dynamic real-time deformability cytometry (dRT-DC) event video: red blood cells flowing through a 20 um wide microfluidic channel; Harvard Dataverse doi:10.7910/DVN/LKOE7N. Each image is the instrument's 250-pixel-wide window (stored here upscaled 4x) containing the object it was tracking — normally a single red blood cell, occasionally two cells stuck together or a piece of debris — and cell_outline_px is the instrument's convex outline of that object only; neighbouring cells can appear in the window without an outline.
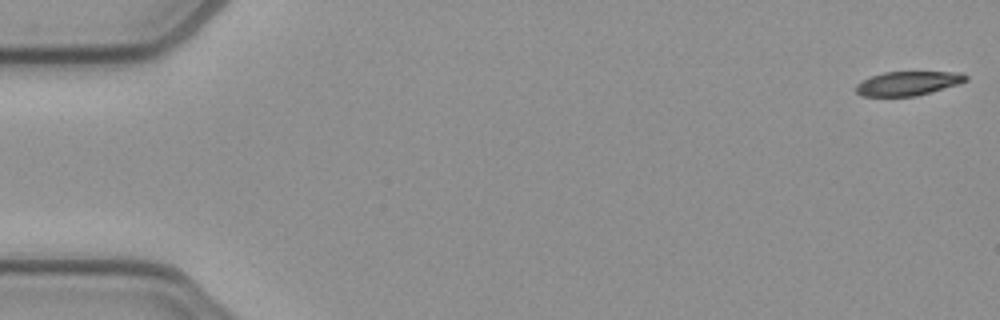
{"species": "common noctule bat (a hibernating species)", "species_latin": "Nyctalus noctula", "temperature_condition": "cold", "stored_images_in_passage": 52, "camera_frame_rate_fps": 3000, "um_per_image_px": 0.085, "animal": {"sex": "female", "body_mass_g": 21.9}, "frame": {"image": 1, "passage_image": 1, "time_ms": 0.0, "image_size_px": [1000, 320], "cell_outline_px": [[968, 80], [956, 84], [916, 96], [860, 96], [856, 92], [856, 84], [872, 76], [884, 72], [960, 72], [968, 76]], "centroid_in_image_um": [77.15, 7.08], "position_along_channel_um": 7.8, "area_um2": 15.2}}
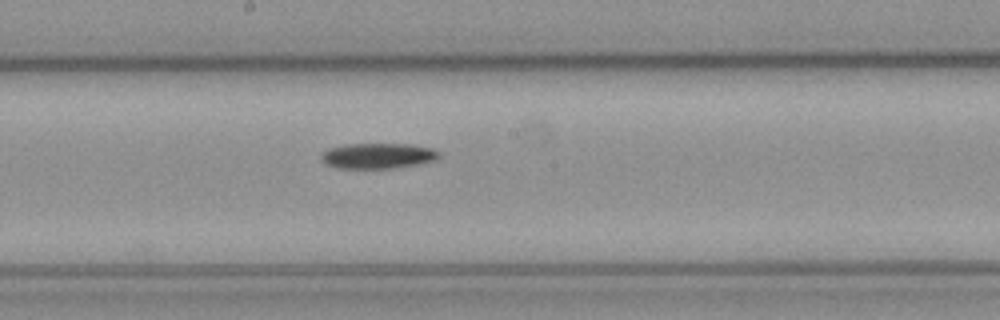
{"frame": {"image": 2, "passage_image": 28, "time_ms": 9.0, "image_size_px": [1000, 320], "cell_outline_px": [[440, 156], [436, 160], [420, 164], [396, 168], [336, 168], [324, 164], [320, 160], [320, 156], [328, 148], [344, 144], [408, 144], [432, 148], [440, 152]], "centroid_in_image_um": [32.11, 13.25], "position_along_channel_um": 216.1, "area_um2": 17.74}}
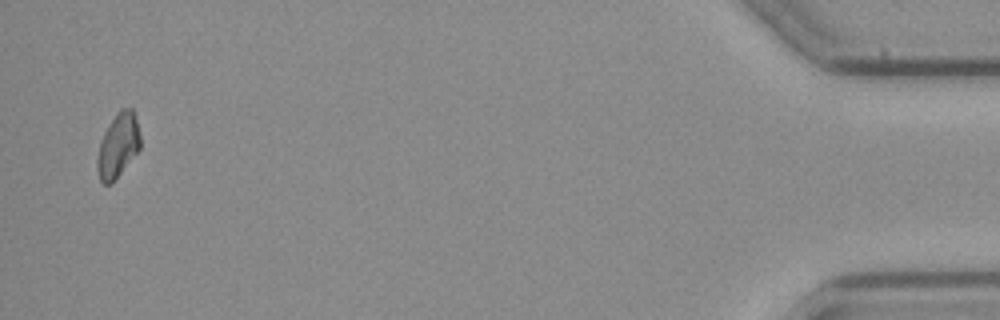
{"frame": {"image": 3, "passage_image": 51, "time_ms": 16.667, "image_size_px": [1000, 320], "cell_outline_px": [[140, 148], [112, 184], [104, 184], [100, 180], [96, 168], [96, 160], [100, 140], [104, 132], [116, 112], [120, 108], [132, 108], [136, 116], [140, 136]], "centroid_in_image_um": [10.02, 12.36], "position_along_channel_um": 425.2, "area_um2": 16.24}}